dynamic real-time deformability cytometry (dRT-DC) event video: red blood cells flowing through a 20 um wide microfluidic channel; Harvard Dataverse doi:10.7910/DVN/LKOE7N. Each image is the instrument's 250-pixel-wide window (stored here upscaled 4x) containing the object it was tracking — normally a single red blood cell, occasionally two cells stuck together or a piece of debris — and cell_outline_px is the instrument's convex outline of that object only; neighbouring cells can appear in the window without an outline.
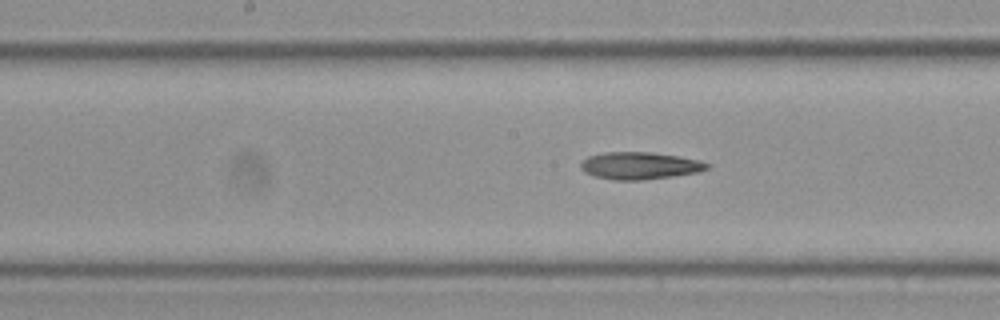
{"species": "Egyptian fruit bat (a non-hibernating species)", "species_latin": "Rousettus aegyptiacus", "temperature_condition": "cold", "stored_images_in_passage": 29, "segment_of_instrument_passage": [2, 2], "camera_frame_rate_fps": 3000, "um_per_image_px": 0.085, "frame": {"image": 1, "passage_image": 11, "time_ms": 3.333, "image_size_px": [1000, 320], "cell_outline_px": [[708, 168], [696, 172], [672, 176], [640, 180], [612, 180], [596, 176], [584, 172], [580, 168], [580, 164], [588, 156], [604, 152], [652, 152], [700, 160], [708, 164]], "centroid_in_image_um": [54.33, 14.08], "position_along_channel_um": 193.9, "area_um2": 19.83}}
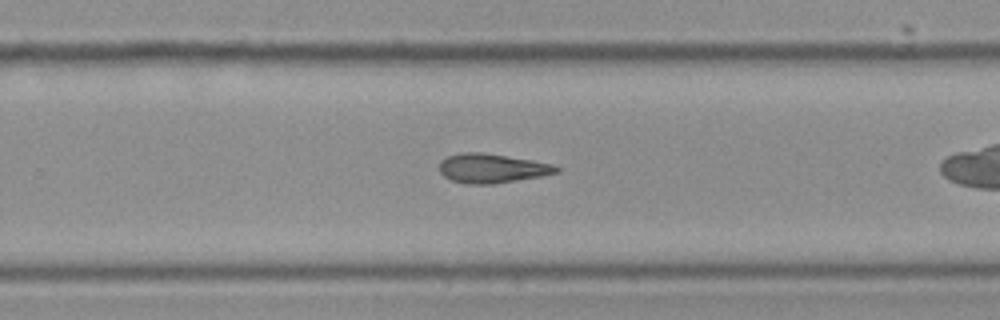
{"frame": {"image": 2, "passage_image": 19, "time_ms": 6.0, "image_size_px": [1000, 320], "cell_outline_px": [[560, 168], [556, 172], [540, 176], [492, 184], [468, 184], [452, 180], [444, 176], [440, 172], [440, 160], [448, 156], [460, 152], [480, 152], [532, 160], [552, 164]], "centroid_in_image_um": [41.77, 14.3], "position_along_channel_um": 288.0, "area_um2": 19.65}}
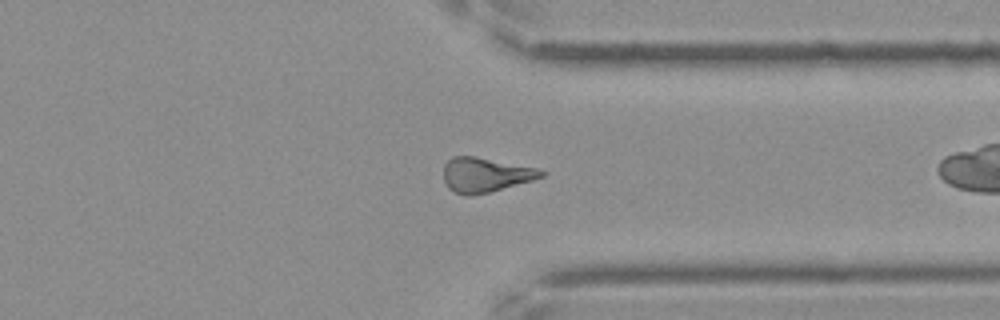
{"frame": {"image": 3, "passage_image": 26, "time_ms": 8.333, "image_size_px": [1000, 320], "cell_outline_px": [[548, 172], [544, 176], [532, 180], [488, 192], [468, 196], [464, 196], [448, 188], [444, 180], [444, 164], [452, 156], [476, 156], [536, 168]], "centroid_in_image_um": [41.24, 14.85], "position_along_channel_um": 370.2, "area_um2": 19.54}}